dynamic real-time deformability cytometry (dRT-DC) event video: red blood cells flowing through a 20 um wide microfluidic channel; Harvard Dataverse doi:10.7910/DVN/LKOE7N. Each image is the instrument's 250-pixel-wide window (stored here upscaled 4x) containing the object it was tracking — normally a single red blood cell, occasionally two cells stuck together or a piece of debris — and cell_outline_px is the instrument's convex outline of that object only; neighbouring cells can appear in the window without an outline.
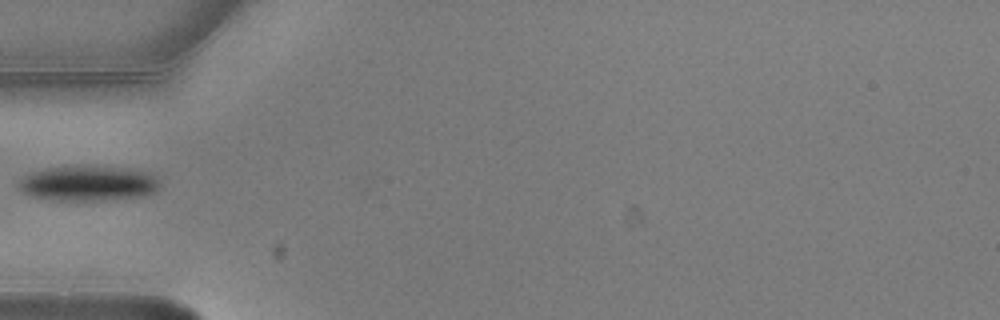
{"species": "common noctule bat (a hibernating species)", "species_latin": "Nyctalus noctula", "temperature_condition": "warm", "stored_images_in_passage": 4, "camera_frame_rate_fps": 3000, "um_per_image_px": 0.085, "animal": {"sex": "male", "body_mass_g": 20.5, "forearm_length_mm": 52.5}, "frame": {"image": 1, "passage_image": 4, "time_ms": 1.0, "image_size_px": [1000, 320], "cell_outline_px": [[160, 184], [156, 192], [140, 196], [108, 200], [52, 200], [32, 196], [24, 192], [16, 184], [28, 172], [44, 168], [72, 164], [92, 164], [124, 168], [144, 172], [156, 176]], "centroid_in_image_um": [7.45, 15.54], "position_along_channel_um": 77.5, "area_um2": 29.65}}